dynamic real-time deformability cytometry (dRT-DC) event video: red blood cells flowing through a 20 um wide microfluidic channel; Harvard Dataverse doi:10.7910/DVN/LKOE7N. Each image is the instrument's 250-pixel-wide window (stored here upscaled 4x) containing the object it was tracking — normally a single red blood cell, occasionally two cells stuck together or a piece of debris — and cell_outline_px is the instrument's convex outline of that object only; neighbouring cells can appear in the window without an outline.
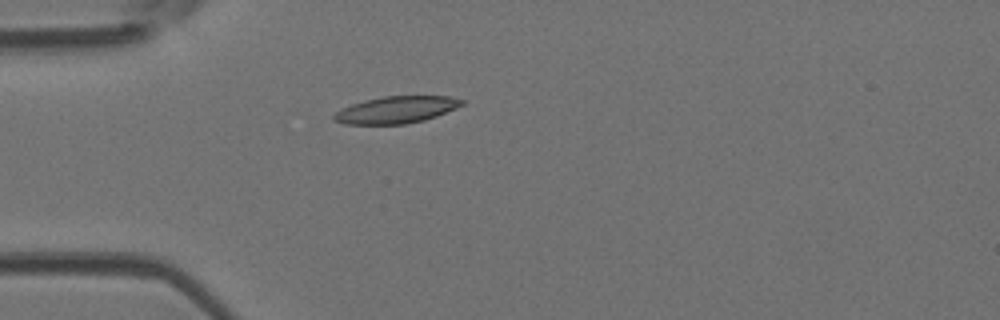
{"species": "Egyptian fruit bat (a non-hibernating species)", "species_latin": "Rousettus aegyptiacus", "temperature_condition": "room temperature", "stored_images_in_passage": 4, "camera_frame_rate_fps": 3000, "um_per_image_px": 0.085, "animal": {"sex": "female"}, "frame": {"image": 1, "passage_image": 4, "time_ms": 1.0, "image_size_px": [1000, 320], "cell_outline_px": [[464, 104], [456, 108], [436, 116], [424, 120], [404, 124], [344, 124], [332, 120], [332, 116], [336, 112], [352, 104], [364, 100], [384, 96], [448, 96], [464, 100]], "centroid_in_image_um": [33.67, 9.33], "position_along_channel_um": 51.3, "area_um2": 20.0}}